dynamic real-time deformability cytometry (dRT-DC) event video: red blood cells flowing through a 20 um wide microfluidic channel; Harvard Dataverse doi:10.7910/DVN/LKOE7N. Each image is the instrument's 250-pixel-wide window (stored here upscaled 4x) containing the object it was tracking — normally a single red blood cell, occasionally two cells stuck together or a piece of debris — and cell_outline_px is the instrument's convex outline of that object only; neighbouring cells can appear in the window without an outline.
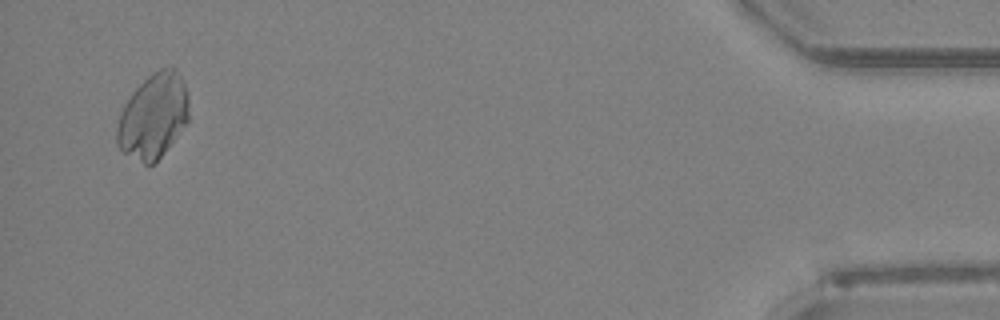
{"species": "Egyptian fruit bat (a non-hibernating species)", "species_latin": "Rousettus aegyptiacus", "temperature_condition": "room temperature", "stored_images_in_passage": 47, "camera_frame_rate_fps": 3000, "um_per_image_px": 0.085, "animal": {"sex": "female"}, "frame": {"image": 1, "passage_image": 46, "time_ms": 15.0, "image_size_px": [1000, 320], "cell_outline_px": [[188, 120], [160, 156], [152, 164], [144, 164], [124, 152], [116, 144], [116, 128], [124, 104], [132, 92], [152, 72], [160, 68], [172, 64], [176, 68], [188, 92]], "centroid_in_image_um": [13.02, 9.81], "position_along_channel_um": 422.2, "area_um2": 35.2}}